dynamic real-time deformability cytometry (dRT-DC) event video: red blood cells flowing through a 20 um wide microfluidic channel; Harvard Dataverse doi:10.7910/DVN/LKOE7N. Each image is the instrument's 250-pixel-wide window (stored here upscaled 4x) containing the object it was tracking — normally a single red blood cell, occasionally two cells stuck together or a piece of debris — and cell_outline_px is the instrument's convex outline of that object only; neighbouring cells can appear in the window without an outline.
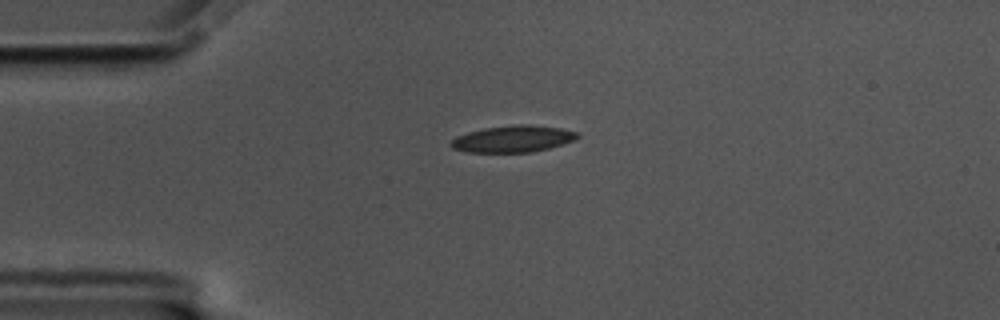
{"species": "common noctule bat (a hibernating species)", "species_latin": "Nyctalus noctula", "temperature_condition": "cold", "stored_images_in_passage": 45, "camera_frame_rate_fps": 3000, "um_per_image_px": 0.085, "animal": {"sex": "male", "body_mass_g": 17.5, "forearm_length_mm": 52.3}, "frame": {"image": 1, "passage_image": 1, "time_ms": 0.0, "image_size_px": [1000, 320], "cell_outline_px": [[580, 136], [576, 140], [564, 144], [532, 152], [468, 152], [452, 148], [448, 144], [456, 136], [468, 132], [484, 128], [516, 124], [528, 124], [560, 128], [580, 132]], "centroid_in_image_um": [43.63, 11.8], "position_along_channel_um": 41.4, "area_um2": 19.83}}
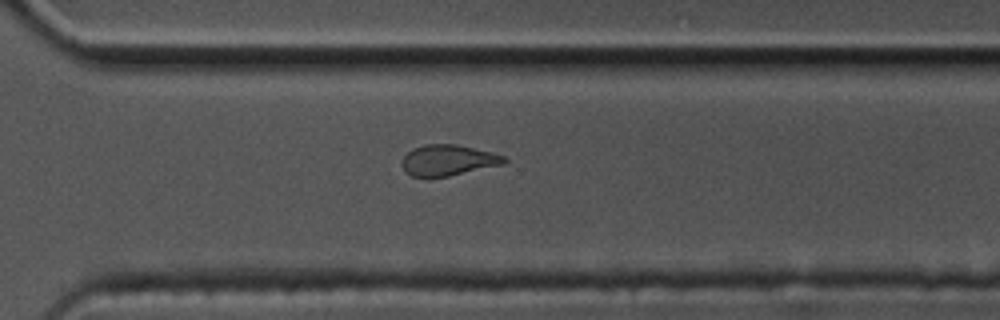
{"frame": {"image": 2, "passage_image": 28, "time_ms": 9.0, "image_size_px": [1000, 320], "cell_outline_px": [[508, 160], [504, 164], [448, 176], [412, 176], [404, 172], [400, 164], [400, 160], [412, 148], [424, 144], [456, 144], [504, 156]], "centroid_in_image_um": [38.02, 13.61], "position_along_channel_um": 332.6, "area_um2": 18.26}}
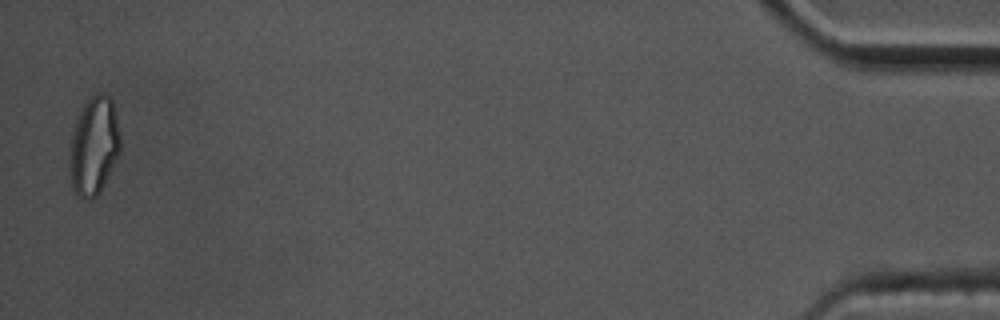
{"frame": {"image": 3, "passage_image": 44, "time_ms": 14.333, "image_size_px": [1000, 320], "cell_outline_px": [[120, 152], [100, 192], [96, 196], [88, 200], [84, 200], [72, 188], [72, 136], [80, 112], [84, 104], [96, 92], [104, 92], [112, 100], [120, 136]], "centroid_in_image_um": [8.03, 12.39], "position_along_channel_um": 427.2, "area_um2": 28.03}, "authors_computed_cell_mechanics": {"area_um2": 19.7676, "velocity_mm_per_s": 3.4885, "shape_relaxation_time_tau1_ms": null, "shape_relaxation_time_tau2_ms": 3.4802, "deformation_change_tau1": null, "deformation_change_tau2": 0.0994}}